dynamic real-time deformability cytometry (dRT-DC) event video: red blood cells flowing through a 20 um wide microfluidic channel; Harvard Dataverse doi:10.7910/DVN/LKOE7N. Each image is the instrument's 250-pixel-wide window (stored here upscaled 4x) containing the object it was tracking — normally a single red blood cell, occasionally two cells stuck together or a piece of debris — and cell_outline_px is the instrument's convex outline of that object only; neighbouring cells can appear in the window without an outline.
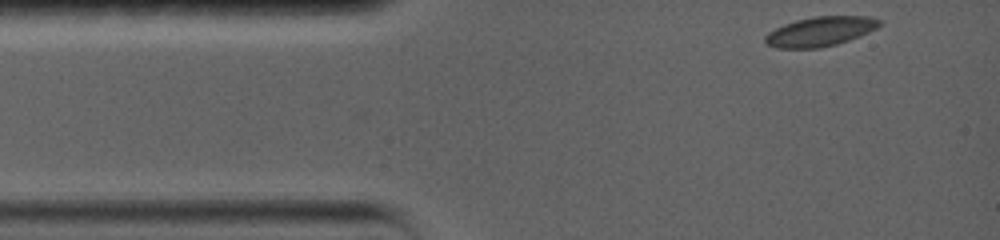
{"species": "common noctule bat (a hibernating species)", "species_latin": "Nyctalus noctula", "temperature_condition": "warm", "stored_images_in_passage": 67, "camera_frame_rate_fps": 5000, "um_per_image_px": 0.085, "animal": {"sex": "female", "body_mass_g": 19.0, "forearm_length_mm": 56.7}, "frame": {"image": 1, "passage_image": 1, "time_ms": 0.0, "image_size_px": [1000, 240], "cell_outline_px": [[880, 24], [876, 28], [860, 36], [836, 44], [820, 48], [776, 48], [764, 44], [764, 36], [768, 32], [784, 24], [796, 20], [812, 16], [868, 16], [880, 20]], "centroid_in_image_um": [69.67, 2.68], "position_along_channel_um": 15.3, "area_um2": 19.71}}
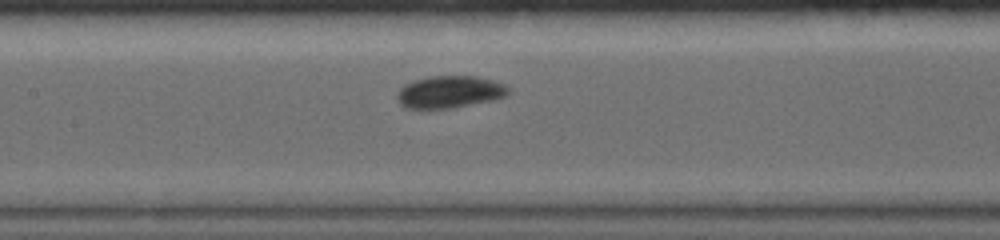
{"frame": {"image": 2, "passage_image": 29, "time_ms": 5.6, "image_size_px": [1000, 240], "cell_outline_px": [[508, 92], [504, 96], [496, 100], [452, 108], [404, 108], [396, 100], [396, 92], [404, 84], [412, 80], [428, 76], [476, 76], [492, 80], [504, 84], [508, 88]], "centroid_in_image_um": [38.17, 7.81], "position_along_channel_um": 169.2, "area_um2": 21.1}}
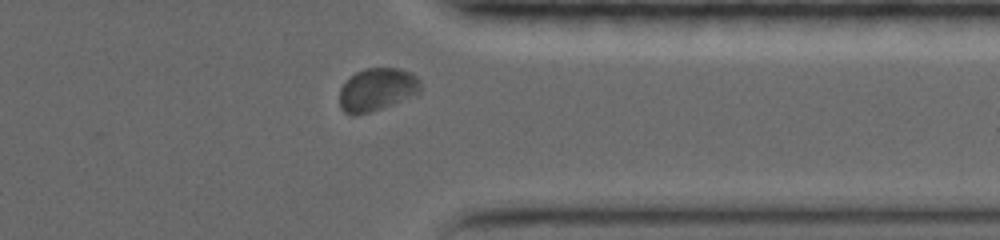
{"frame": {"image": 3, "passage_image": 58, "time_ms": 11.4, "image_size_px": [1000, 240], "cell_outline_px": [[420, 92], [416, 96], [368, 112], [352, 116], [344, 112], [340, 108], [340, 88], [356, 72], [364, 68], [400, 68], [412, 72], [420, 80]], "centroid_in_image_um": [32.07, 7.6], "position_along_channel_um": 379.3, "area_um2": 20.29}, "authors_computed_cell_mechanics": {"area_um2": 19.8832, "velocity_mm_per_s": 3.6525, "shape_relaxation_time_tau1_ms": 2.0842, "shape_relaxation_time_tau2_ms": 1.3753, "deformation_change_tau1": 0.0693, "deformation_change_tau2": 0.0388}}